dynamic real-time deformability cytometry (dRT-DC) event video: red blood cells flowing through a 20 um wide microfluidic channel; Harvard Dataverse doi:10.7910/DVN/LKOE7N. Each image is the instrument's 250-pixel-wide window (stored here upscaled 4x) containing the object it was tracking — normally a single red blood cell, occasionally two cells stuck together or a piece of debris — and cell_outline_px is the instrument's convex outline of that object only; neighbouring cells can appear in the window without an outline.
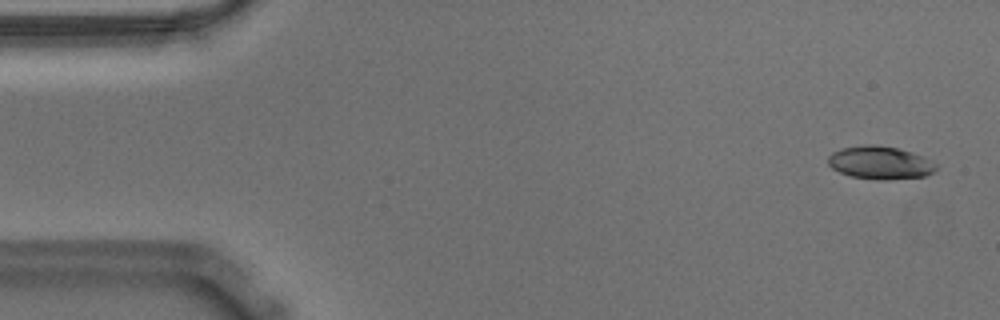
{"species": "Egyptian fruit bat (a non-hibernating species)", "species_latin": "Rousettus aegyptiacus", "temperature_condition": "warm", "stored_images_in_passage": 24, "camera_frame_rate_fps": 3000, "um_per_image_px": 0.085, "animal": {"sex": "male"}, "frame": {"image": 1, "passage_image": 3, "time_ms": 0.667, "image_size_px": [1000, 320], "cell_outline_px": [[936, 168], [932, 172], [924, 176], [888, 180], [884, 180], [852, 176], [840, 172], [832, 168], [828, 164], [828, 156], [832, 152], [840, 148], [868, 144], [872, 144], [896, 148], [912, 152], [936, 164]], "centroid_in_image_um": [74.76, 13.82], "position_along_channel_um": 10.2, "area_um2": 20.46}}
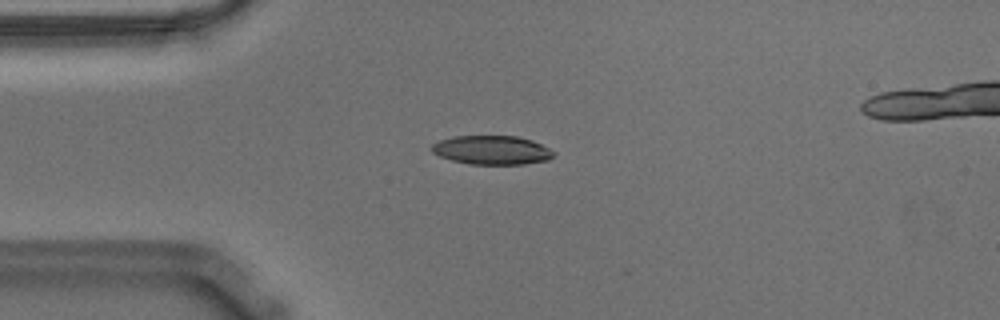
{"frame": {"image": 2, "passage_image": 14, "time_ms": 4.333, "image_size_px": [1000, 320], "cell_outline_px": [[556, 152], [548, 160], [524, 164], [468, 164], [452, 160], [440, 156], [432, 152], [428, 148], [432, 144], [440, 140], [452, 136], [516, 136], [532, 140]], "centroid_in_image_um": [41.77, 12.75], "position_along_channel_um": 43.2, "area_um2": 20.58}}
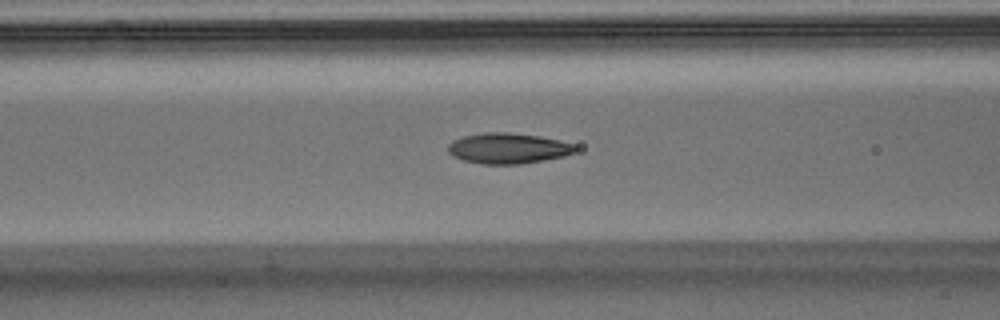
{"frame": {"image": 3, "passage_image": 22, "time_ms": 7.0, "image_size_px": [1000, 320], "cell_outline_px": [[576, 148], [572, 152], [564, 156], [544, 160], [520, 164], [484, 164], [464, 160], [452, 156], [448, 152], [448, 144], [452, 140], [464, 136], [484, 132], [508, 132], [540, 136], [560, 140], [572, 144]], "centroid_in_image_um": [43.14, 12.6], "position_along_channel_um": 123.5, "area_um2": 22.6}}